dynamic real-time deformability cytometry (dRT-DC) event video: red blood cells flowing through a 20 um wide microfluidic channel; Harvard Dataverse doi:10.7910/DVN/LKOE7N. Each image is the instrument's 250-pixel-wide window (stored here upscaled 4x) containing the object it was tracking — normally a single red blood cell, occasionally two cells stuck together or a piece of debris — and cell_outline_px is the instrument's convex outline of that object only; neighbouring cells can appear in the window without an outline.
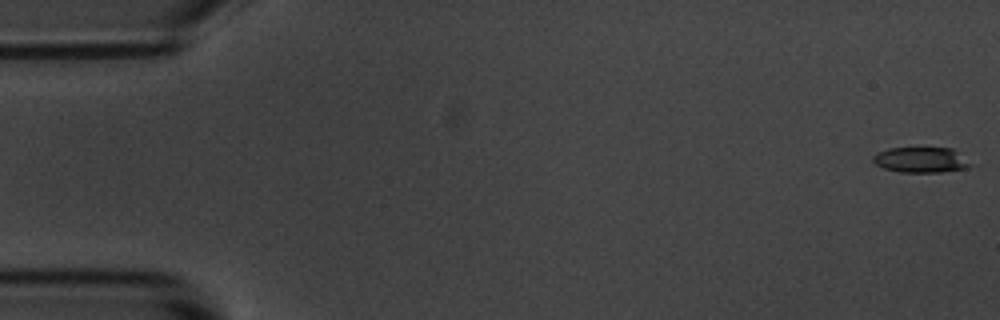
{"species": "common noctule bat (a hibernating species)", "species_latin": "Nyctalus noctula", "temperature_condition": "room temperature", "stored_images_in_passage": 7, "camera_frame_rate_fps": 3000, "um_per_image_px": 0.085, "animal": {"sex": "male", "body_mass_g": 20.1, "forearm_length_mm": 53.5}, "frame": {"image": 1, "passage_image": 1, "time_ms": 0.0, "image_size_px": [1000, 320], "cell_outline_px": [[972, 164], [968, 168], [940, 172], [900, 172], [884, 168], [876, 164], [872, 160], [872, 156], [888, 148], [952, 148]], "centroid_in_image_um": [78.27, 13.59], "position_along_channel_um": 6.7, "area_um2": 14.28}}
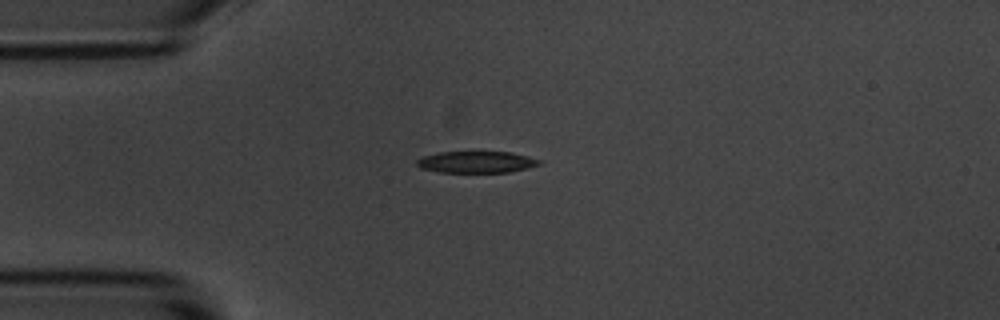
{"frame": {"image": 2, "passage_image": 5, "time_ms": 4.333, "image_size_px": [1000, 320], "cell_outline_px": [[540, 164], [508, 172], [440, 172], [420, 168], [416, 164], [416, 160], [424, 156], [440, 152], [476, 148], [512, 152], [528, 156], [540, 160]], "centroid_in_image_um": [40.46, 13.71], "position_along_channel_um": 44.5, "area_um2": 16.24}}
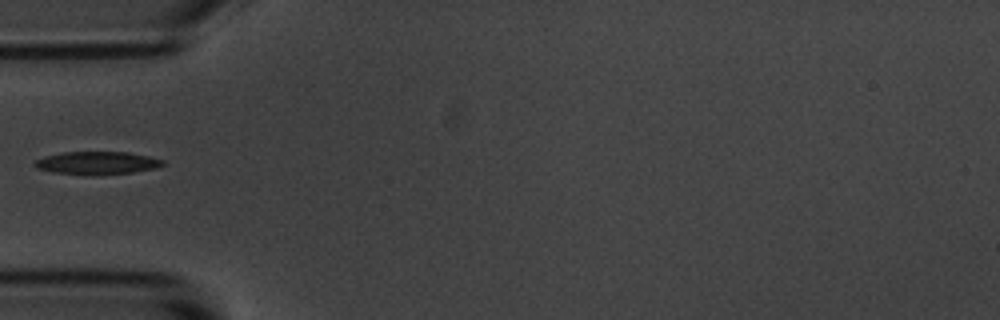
{"frame": {"image": 3, "passage_image": 6, "time_ms": 5.667, "image_size_px": [1000, 320], "cell_outline_px": [[164, 164], [156, 168], [132, 172], [52, 172], [36, 168], [32, 164], [36, 160], [44, 156], [64, 152], [128, 152], [148, 156], [164, 160]], "centroid_in_image_um": [8.25, 13.8], "position_along_channel_um": 76.8, "area_um2": 16.07}}